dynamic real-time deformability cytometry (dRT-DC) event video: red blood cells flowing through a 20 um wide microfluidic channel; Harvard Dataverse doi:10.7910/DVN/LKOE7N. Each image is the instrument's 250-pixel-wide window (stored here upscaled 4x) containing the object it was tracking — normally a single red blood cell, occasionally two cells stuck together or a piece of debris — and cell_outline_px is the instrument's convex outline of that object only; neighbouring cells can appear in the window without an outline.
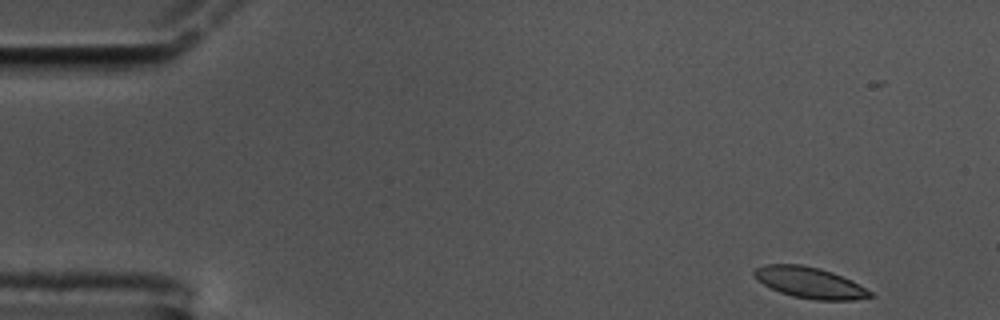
{"species": "common noctule bat (a hibernating species)", "species_latin": "Nyctalus noctula", "temperature_condition": "cold", "stored_images_in_passage": 57, "camera_frame_rate_fps": 3000, "um_per_image_px": 0.085, "animal": {"sex": "male", "body_mass_g": 17.5, "forearm_length_mm": 52.3}, "frame": {"image": 1, "passage_image": 2, "time_ms": 0.333, "image_size_px": [1000, 320], "cell_outline_px": [[876, 296], [852, 300], [816, 300], [792, 296], [780, 292], [764, 284], [752, 272], [756, 268], [764, 264], [800, 264], [820, 268], [832, 272], [852, 280], [872, 292]], "centroid_in_image_um": [68.87, 24.02], "position_along_channel_um": 16.1, "area_um2": 20.87}}
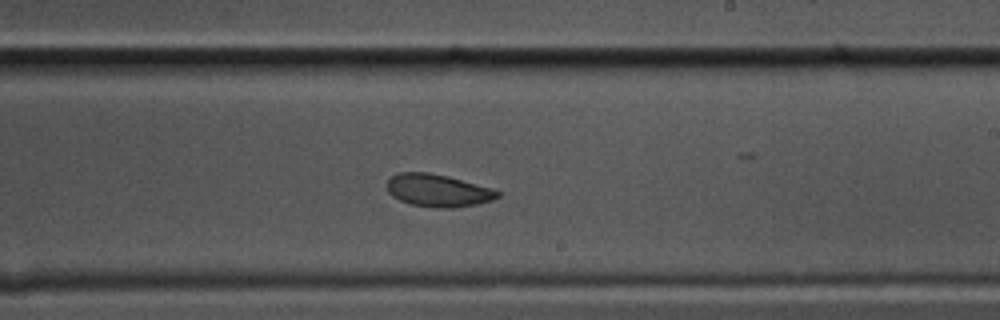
{"frame": {"image": 2, "passage_image": 32, "time_ms": 10.333, "image_size_px": [1000, 320], "cell_outline_px": [[500, 196], [492, 200], [476, 204], [452, 208], [436, 208], [412, 204], [400, 200], [392, 196], [388, 192], [384, 184], [396, 172], [428, 172], [448, 176], [492, 188], [500, 192]], "centroid_in_image_um": [37.19, 16.18], "position_along_channel_um": 251.8, "area_um2": 21.1}}
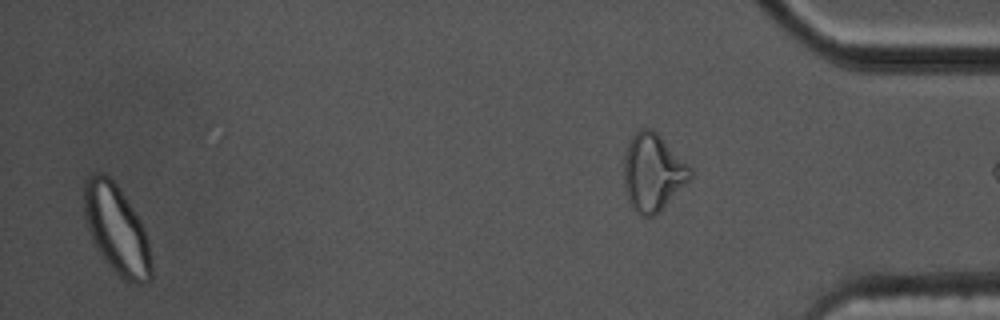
{"frame": {"image": 3, "passage_image": 55, "time_ms": 18.0, "image_size_px": [1000, 320], "cell_outline_px": [[152, 280], [148, 284], [128, 284], [104, 260], [96, 248], [88, 232], [84, 220], [84, 180], [92, 172], [104, 172], [116, 184], [140, 220], [144, 228], [148, 240], [152, 264]], "centroid_in_image_um": [9.9, 19.53], "position_along_channel_um": 425.3, "area_um2": 35.37}, "authors_computed_cell_mechanics": {"area_um2": 21.5594, "velocity_mm_per_s": 3.3929, "shape_relaxation_time_tau1_ms": 6.4117, "shape_relaxation_time_tau2_ms": 3.3483, "deformation_change_tau1": 0.1387, "deformation_change_tau2": 0.0781}}